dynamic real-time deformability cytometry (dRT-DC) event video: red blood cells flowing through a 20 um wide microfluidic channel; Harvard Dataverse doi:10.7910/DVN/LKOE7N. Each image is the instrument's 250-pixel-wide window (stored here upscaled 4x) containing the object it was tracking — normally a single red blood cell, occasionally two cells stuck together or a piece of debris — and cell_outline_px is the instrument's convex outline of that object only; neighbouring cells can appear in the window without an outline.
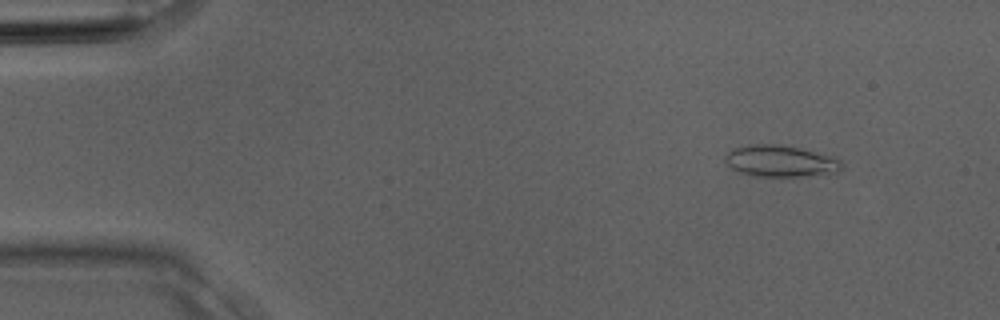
{"species": "Egyptian fruit bat (a non-hibernating species)", "species_latin": "Rousettus aegyptiacus", "temperature_condition": "room temperature", "stored_images_in_passage": 3, "camera_frame_rate_fps": 3000, "um_per_image_px": 0.085, "animal": {"sex": "male"}, "frame": {"image": 1, "passage_image": 1, "time_ms": 0.0, "image_size_px": [1000, 320], "cell_outline_px": [[844, 168], [840, 172], [796, 176], [756, 176], [740, 172], [732, 168], [724, 160], [724, 156], [732, 148], [748, 144], [776, 144], [836, 156], [844, 164]], "centroid_in_image_um": [66.36, 13.68], "position_along_channel_um": 18.6, "area_um2": 21.44}}